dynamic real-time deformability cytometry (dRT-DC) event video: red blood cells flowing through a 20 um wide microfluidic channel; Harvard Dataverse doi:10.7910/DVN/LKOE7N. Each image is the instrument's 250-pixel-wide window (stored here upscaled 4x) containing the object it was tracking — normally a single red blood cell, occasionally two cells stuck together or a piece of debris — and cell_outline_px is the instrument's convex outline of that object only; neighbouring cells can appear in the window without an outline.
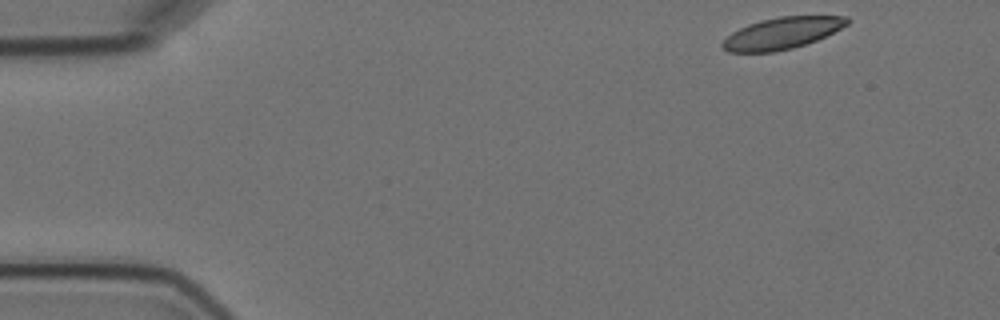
{"species": "Egyptian fruit bat (a non-hibernating species)", "species_latin": "Rousettus aegyptiacus", "temperature_condition": "cold", "stored_images_in_passage": 4, "camera_frame_rate_fps": 3000, "um_per_image_px": 0.085, "animal": {"sex": "female"}, "frame": {"image": 1, "passage_image": 1, "time_ms": 0.0, "image_size_px": [1000, 320], "cell_outline_px": [[852, 20], [848, 24], [816, 40], [792, 48], [772, 52], [728, 52], [720, 44], [732, 32], [748, 24], [760, 20], [780, 16], [848, 16]], "centroid_in_image_um": [66.47, 2.81], "position_along_channel_um": 18.5, "area_um2": 22.77}}
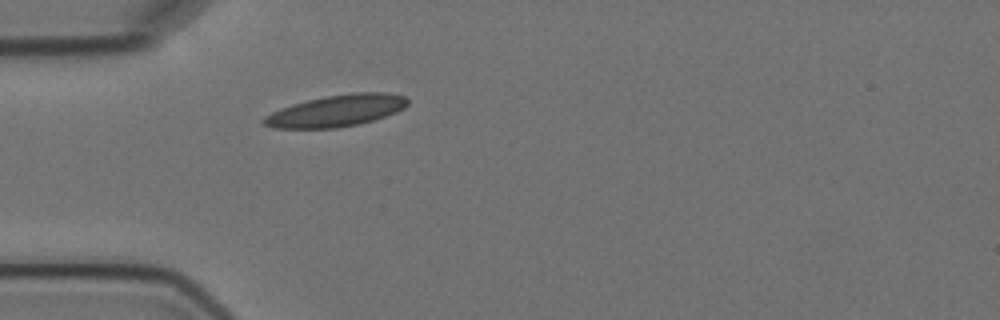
{"frame": {"image": 2, "passage_image": 4, "time_ms": 3.667, "image_size_px": [1000, 320], "cell_outline_px": [[408, 104], [404, 108], [396, 112], [372, 120], [356, 124], [336, 128], [272, 128], [264, 124], [260, 120], [264, 116], [280, 108], [292, 104], [308, 100], [328, 96], [352, 92], [388, 92], [404, 96], [408, 100]], "centroid_in_image_um": [28.57, 9.41], "position_along_channel_um": 56.4, "area_um2": 26.41}}